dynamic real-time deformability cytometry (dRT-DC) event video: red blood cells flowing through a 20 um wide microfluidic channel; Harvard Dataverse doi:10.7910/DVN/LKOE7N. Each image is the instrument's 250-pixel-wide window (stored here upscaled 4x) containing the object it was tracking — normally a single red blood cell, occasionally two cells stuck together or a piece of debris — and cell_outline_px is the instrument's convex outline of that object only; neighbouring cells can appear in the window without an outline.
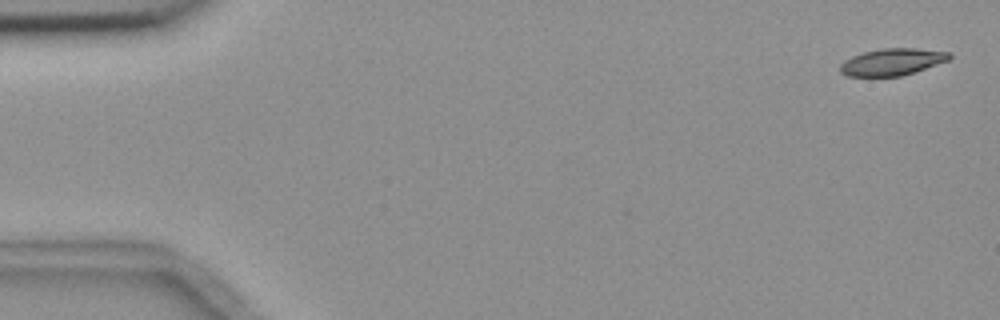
{"species": "common noctule bat (a hibernating species)", "species_latin": "Nyctalus noctula", "temperature_condition": "room temperature", "stored_images_in_passage": 5, "camera_frame_rate_fps": 3000, "um_per_image_px": 0.085, "animal": {"sex": "female", "body_mass_g": 18.4}, "frame": {"image": 1, "passage_image": 1, "time_ms": 0.0, "image_size_px": [1000, 320], "cell_outline_px": [[952, 56], [948, 60], [900, 76], [848, 76], [840, 72], [840, 64], [844, 60], [852, 56], [864, 52], [884, 48], [916, 48], [952, 52]], "centroid_in_image_um": [75.82, 5.25], "position_along_channel_um": 9.2, "area_um2": 16.94}}
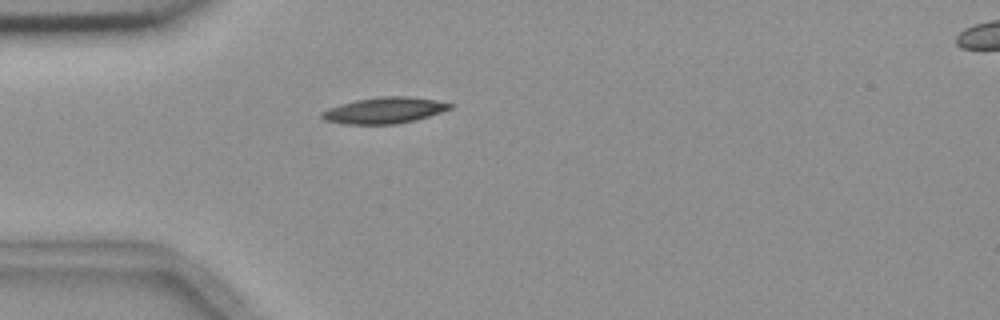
{"frame": {"image": 2, "passage_image": 5, "time_ms": 4.667, "image_size_px": [1000, 320], "cell_outline_px": [[456, 104], [452, 108], [416, 120], [396, 124], [344, 124], [324, 120], [320, 116], [320, 112], [328, 108], [340, 104], [356, 100], [380, 96], [408, 96], [436, 100]], "centroid_in_image_um": [32.67, 9.38], "position_along_channel_um": 52.3, "area_um2": 19.65}}